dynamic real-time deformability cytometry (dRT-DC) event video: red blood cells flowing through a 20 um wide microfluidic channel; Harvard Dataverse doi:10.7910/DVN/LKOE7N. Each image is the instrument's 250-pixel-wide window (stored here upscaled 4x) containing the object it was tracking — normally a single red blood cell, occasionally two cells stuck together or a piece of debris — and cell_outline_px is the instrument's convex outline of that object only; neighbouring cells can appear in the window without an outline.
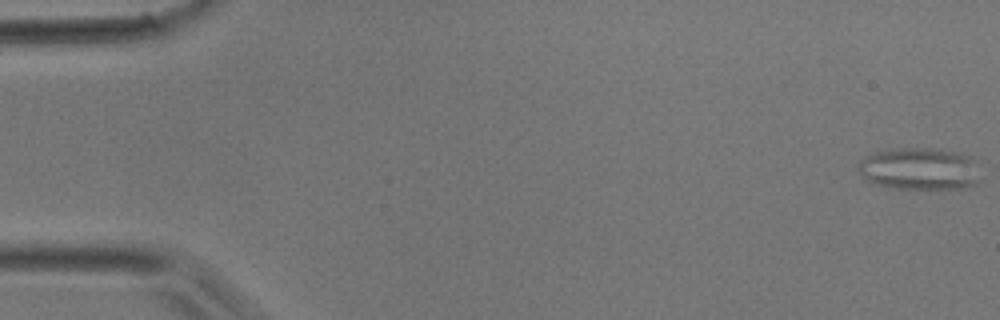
{"species": "common noctule bat (a hibernating species)", "species_latin": "Nyctalus noctula", "temperature_condition": "room temperature", "stored_images_in_passage": 47, "camera_frame_rate_fps": 3000, "um_per_image_px": 0.085, "animal": {"sex": "male", "body_mass_g": 17.9}, "frame": {"image": 1, "passage_image": 1, "time_ms": 0.0, "image_size_px": [1000, 320], "cell_outline_px": [[976, 184], [960, 188], [896, 188], [876, 184], [868, 180], [856, 168], [856, 164], [864, 156], [876, 152], [896, 148], [928, 148], [956, 152], [968, 156], [976, 160]], "centroid_in_image_um": [78.1, 14.33], "position_along_channel_um": 6.9, "area_um2": 29.59}}
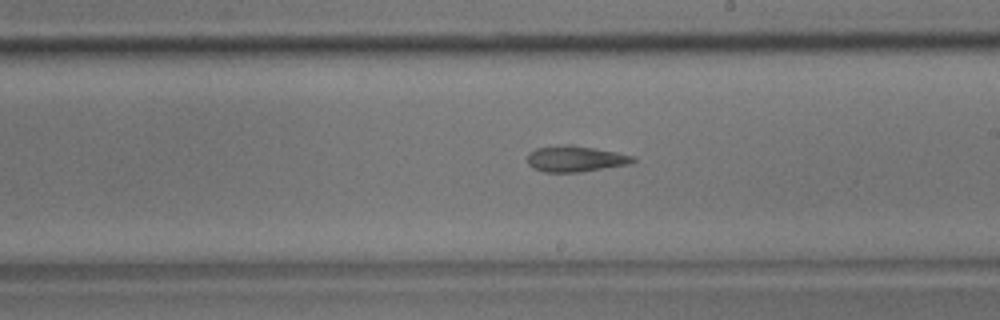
{"frame": {"image": 2, "passage_image": 27, "time_ms": 8.667, "image_size_px": [1000, 320], "cell_outline_px": [[636, 160], [628, 164], [580, 172], [544, 172], [532, 168], [528, 164], [528, 152], [536, 148], [568, 144], [572, 144], [616, 152], [632, 156]], "centroid_in_image_um": [48.86, 13.5], "position_along_channel_um": 240.1, "area_um2": 15.9}}
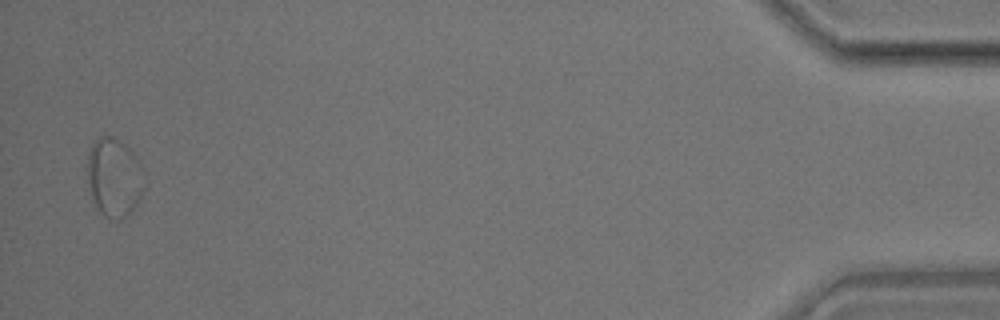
{"frame": {"image": 3, "passage_image": 46, "time_ms": 15.0, "image_size_px": [1000, 320], "cell_outline_px": [[144, 192], [132, 212], [128, 216], [120, 220], [116, 220], [104, 216], [96, 208], [92, 196], [88, 180], [88, 152], [92, 144], [96, 140], [104, 136], [112, 136], [124, 144], [132, 152], [144, 188]], "centroid_in_image_um": [9.67, 15.15], "position_along_channel_um": 425.5, "area_um2": 25.43}}